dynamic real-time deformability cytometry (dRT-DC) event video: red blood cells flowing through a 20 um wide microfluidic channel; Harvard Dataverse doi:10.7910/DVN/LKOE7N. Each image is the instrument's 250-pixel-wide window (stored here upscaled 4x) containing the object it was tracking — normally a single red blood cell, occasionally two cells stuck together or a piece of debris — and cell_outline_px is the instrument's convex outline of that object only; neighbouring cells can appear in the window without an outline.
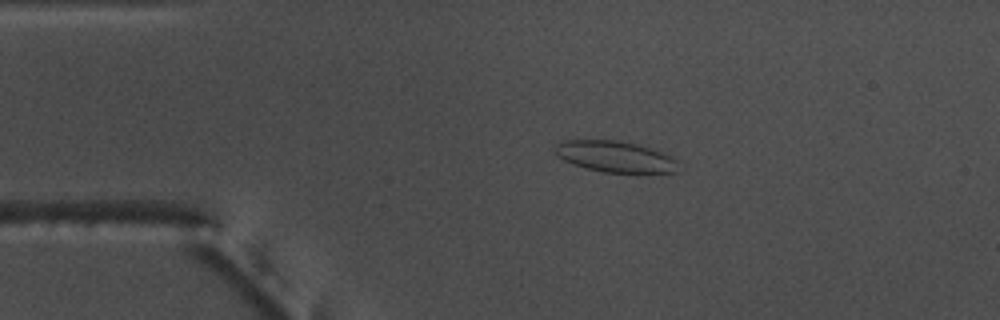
{"species": "common noctule bat (a hibernating species)", "species_latin": "Nyctalus noctula", "temperature_condition": "warm", "stored_images_in_passage": 53, "camera_frame_rate_fps": 3000, "um_per_image_px": 0.085, "animal": {"sex": "male", "body_mass_g": 17.5, "forearm_length_mm": 52.3}, "frame": {"image": 1, "passage_image": 9, "time_ms": 2.667, "image_size_px": [1000, 320], "cell_outline_px": [[676, 172], [604, 172], [572, 164], [556, 156], [556, 144], [560, 140], [616, 140], [636, 144], [672, 156], [676, 160]], "centroid_in_image_um": [52.23, 13.3], "position_along_channel_um": 32.8, "area_um2": 21.96}}
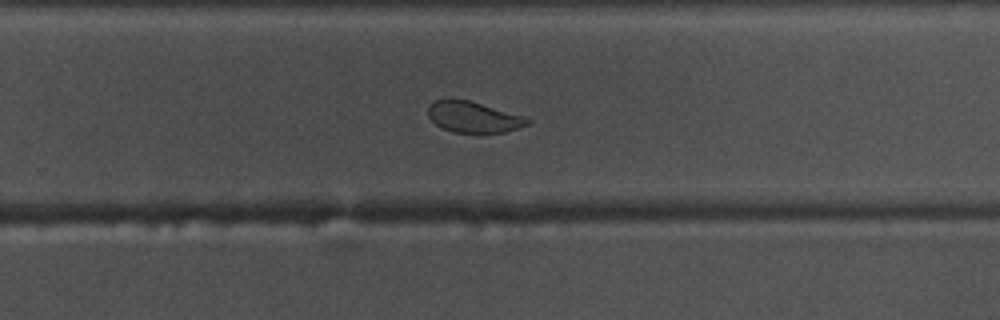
{"frame": {"image": 2, "passage_image": 33, "time_ms": 10.667, "image_size_px": [1000, 320], "cell_outline_px": [[532, 124], [504, 132], [480, 136], [452, 132], [440, 128], [428, 116], [428, 104], [432, 100], [468, 100], [524, 116], [532, 120]], "centroid_in_image_um": [40.26, 10.01], "position_along_channel_um": 289.5, "area_um2": 18.61}}
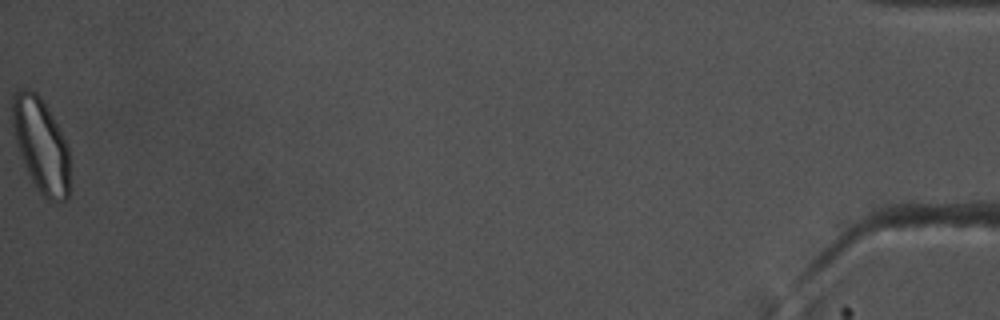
{"frame": {"image": 3, "passage_image": 53, "time_ms": 17.333, "image_size_px": [1000, 320], "cell_outline_px": [[68, 200], [48, 200], [36, 188], [24, 164], [16, 144], [12, 124], [12, 92], [20, 88], [28, 88], [36, 92], [40, 96], [52, 116], [68, 148]], "centroid_in_image_um": [3.44, 12.28], "position_along_channel_um": 431.8, "area_um2": 31.1}, "authors_computed_cell_mechanics": {"area_um2": 21.1548, "velocity_mm_per_s": 3.7249, "shape_relaxation_time_tau1_ms": 5.6095, "shape_relaxation_time_tau2_ms": 0.7154, "deformation_change_tau1": 0.1308, "deformation_change_tau2": 0.0484}}